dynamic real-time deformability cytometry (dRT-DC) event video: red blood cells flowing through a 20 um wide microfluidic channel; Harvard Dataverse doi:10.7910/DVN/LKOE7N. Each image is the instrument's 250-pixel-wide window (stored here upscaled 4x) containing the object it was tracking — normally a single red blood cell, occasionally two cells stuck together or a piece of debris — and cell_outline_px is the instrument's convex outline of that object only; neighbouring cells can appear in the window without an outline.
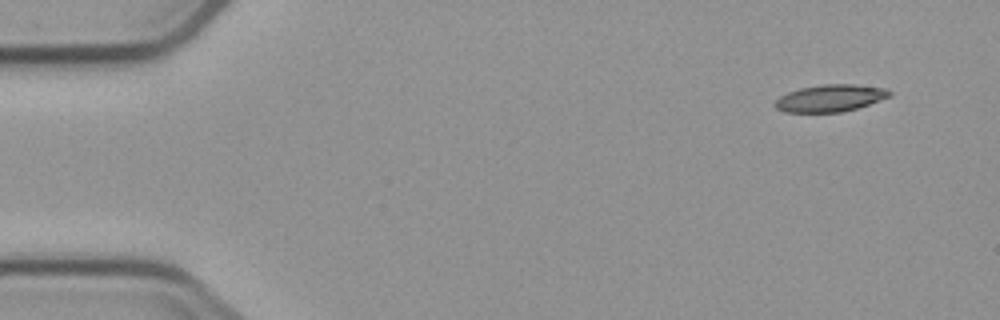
{"species": "common noctule bat (a hibernating species)", "species_latin": "Nyctalus noctula", "temperature_condition": "cold", "stored_images_in_passage": 4, "camera_frame_rate_fps": 3000, "um_per_image_px": 0.085, "animal": {"sex": "male", "body_mass_g": 23.1, "forearm_length_mm": 52.7}, "frame": {"image": 1, "passage_image": 1, "time_ms": 0.0, "image_size_px": [1000, 320], "cell_outline_px": [[892, 96], [844, 112], [784, 112], [776, 108], [772, 104], [780, 96], [788, 92], [800, 88], [820, 84], [856, 84], [888, 88], [892, 92]], "centroid_in_image_um": [70.58, 8.33], "position_along_channel_um": 14.4, "area_um2": 18.26}}
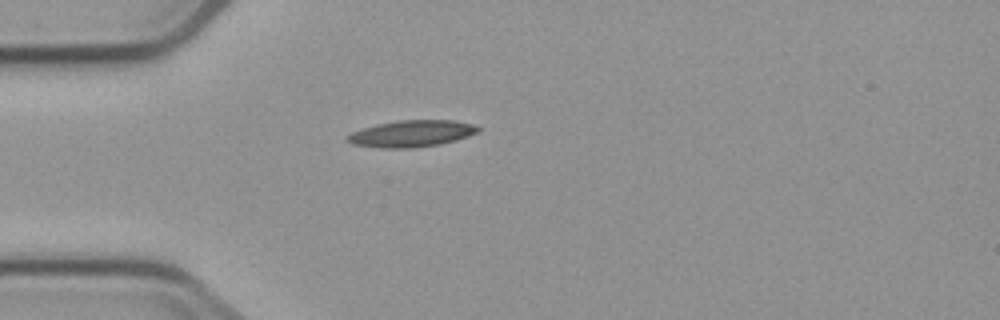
{"frame": {"image": 2, "passage_image": 4, "time_ms": 3.667, "image_size_px": [1000, 320], "cell_outline_px": [[480, 128], [476, 132], [468, 136], [456, 140], [440, 144], [412, 148], [384, 148], [352, 144], [344, 140], [352, 132], [376, 124], [400, 120], [452, 120], [472, 124]], "centroid_in_image_um": [34.96, 11.36], "position_along_channel_um": 50.0, "area_um2": 20.11}}